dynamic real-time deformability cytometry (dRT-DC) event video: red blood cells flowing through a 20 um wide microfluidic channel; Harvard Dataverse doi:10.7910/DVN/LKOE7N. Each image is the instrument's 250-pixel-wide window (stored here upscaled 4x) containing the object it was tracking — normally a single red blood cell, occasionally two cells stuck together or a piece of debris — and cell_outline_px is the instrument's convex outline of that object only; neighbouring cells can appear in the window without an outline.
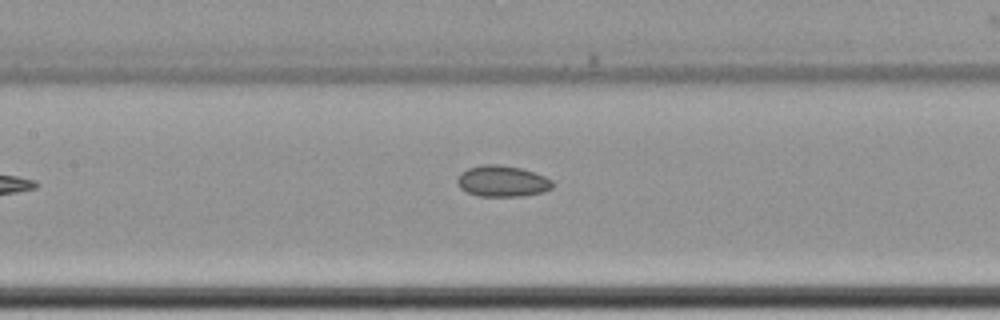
{"species": "common noctule bat (a hibernating species)", "species_latin": "Nyctalus noctula", "temperature_condition": "cold", "stored_images_in_passage": 9, "camera_frame_rate_fps": 3000, "um_per_image_px": 0.085, "animal": {"sex": "female", "body_mass_g": 22.7, "forearm_length_mm": 54.2}, "frame": {"image": 1, "passage_image": 9, "time_ms": 10.667, "image_size_px": [1000, 320], "cell_outline_px": [[556, 184], [552, 188], [544, 192], [524, 196], [476, 196], [460, 188], [456, 180], [460, 172], [468, 168], [480, 164], [500, 164], [520, 168], [544, 176], [552, 180]], "centroid_in_image_um": [42.69, 15.4], "position_along_channel_um": 164.7, "area_um2": 17.51}}